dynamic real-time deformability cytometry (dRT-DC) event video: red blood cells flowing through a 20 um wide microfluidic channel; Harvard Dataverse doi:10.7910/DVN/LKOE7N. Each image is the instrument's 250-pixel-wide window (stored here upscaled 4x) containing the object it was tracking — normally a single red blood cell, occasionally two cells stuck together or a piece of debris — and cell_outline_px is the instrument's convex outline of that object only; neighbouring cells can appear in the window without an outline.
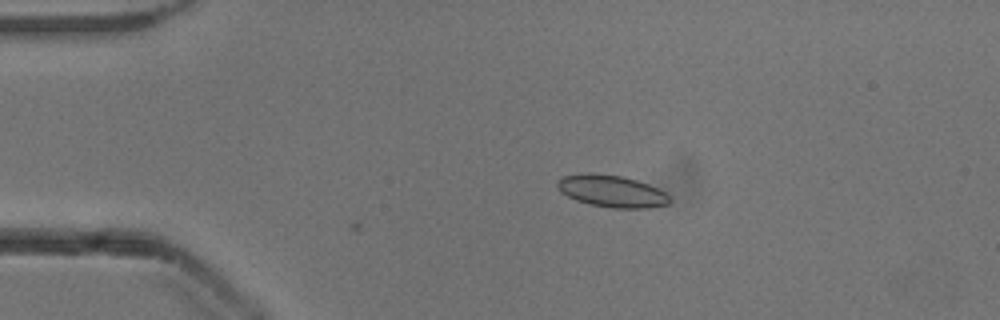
{"species": "common noctule bat (a hibernating species)", "species_latin": "Nyctalus noctula", "temperature_condition": "cold", "stored_images_in_passage": 10, "camera_frame_rate_fps": 3000, "um_per_image_px": 0.085, "animal": {"sex": "male", "body_mass_g": 13.3}, "frame": {"image": 1, "passage_image": 10, "time_ms": 3.0, "image_size_px": [1000, 320], "cell_outline_px": [[672, 200], [668, 204], [648, 208], [612, 208], [588, 204], [576, 200], [560, 192], [556, 184], [556, 180], [564, 176], [580, 172], [592, 172], [624, 176], [648, 184], [664, 192]], "centroid_in_image_um": [51.95, 16.23], "position_along_channel_um": 33.1, "area_um2": 21.21}}